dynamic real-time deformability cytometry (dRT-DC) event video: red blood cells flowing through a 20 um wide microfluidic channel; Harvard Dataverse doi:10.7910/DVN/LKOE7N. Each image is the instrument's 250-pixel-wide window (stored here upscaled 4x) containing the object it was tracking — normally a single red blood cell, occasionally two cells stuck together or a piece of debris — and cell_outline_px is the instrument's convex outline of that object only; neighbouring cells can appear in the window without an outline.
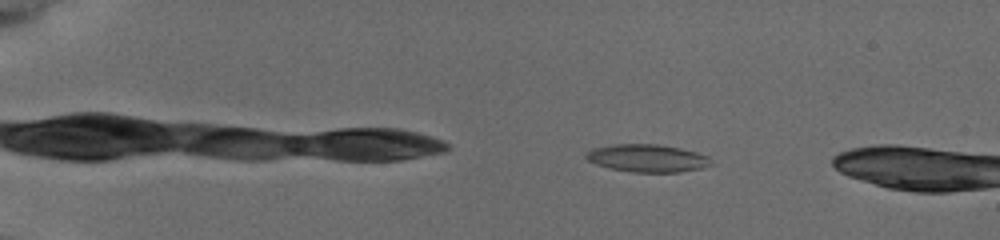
{"species": "common noctule bat (a hibernating species)", "species_latin": "Nyctalus noctula", "temperature_condition": "cold", "stored_images_in_passage": 21, "camera_frame_rate_fps": 3000, "um_per_image_px": 0.085, "animal": {"sex": "female", "body_mass_g": 19.5, "forearm_length_mm": 54.1}, "frame": {"image": 1, "passage_image": 1, "time_ms": 0.0, "image_size_px": [1000, 240], "cell_outline_px": [[708, 164], [700, 168], [680, 172], [636, 172], [612, 168], [596, 164], [588, 160], [584, 156], [588, 152], [596, 148], [616, 144], [656, 144], [696, 152], [708, 156]], "centroid_in_image_um": [54.99, 13.45], "position_along_channel_um": 30.0, "area_um2": 19.48}}